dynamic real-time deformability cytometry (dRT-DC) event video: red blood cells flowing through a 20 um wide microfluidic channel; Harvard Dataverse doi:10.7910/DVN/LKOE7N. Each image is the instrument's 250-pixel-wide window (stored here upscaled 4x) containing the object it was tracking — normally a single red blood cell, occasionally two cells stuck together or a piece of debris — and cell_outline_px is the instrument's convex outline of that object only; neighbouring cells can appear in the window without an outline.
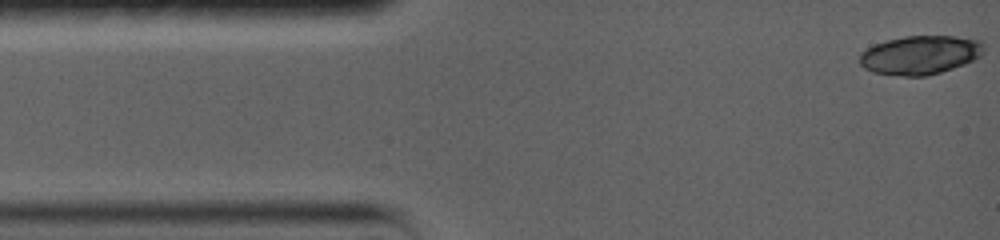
{"species": "common noctule bat (a hibernating species)", "species_latin": "Nyctalus noctula", "temperature_condition": "warm", "stored_images_in_passage": 7, "camera_frame_rate_fps": 5000, "um_per_image_px": 0.085, "animal": {"sex": "female", "body_mass_g": 19.0, "forearm_length_mm": 56.7}, "frame": {"image": 1, "passage_image": 1, "time_ms": 0.0, "image_size_px": [1000, 240], "cell_outline_px": [[980, 44], [976, 56], [972, 60], [940, 72], [924, 76], [908, 76], [876, 72], [860, 64], [860, 56], [868, 48], [876, 44], [888, 40], [908, 36], [952, 36], [980, 40]], "centroid_in_image_um": [78.15, 4.66], "position_along_channel_um": 6.8, "area_um2": 26.76}}